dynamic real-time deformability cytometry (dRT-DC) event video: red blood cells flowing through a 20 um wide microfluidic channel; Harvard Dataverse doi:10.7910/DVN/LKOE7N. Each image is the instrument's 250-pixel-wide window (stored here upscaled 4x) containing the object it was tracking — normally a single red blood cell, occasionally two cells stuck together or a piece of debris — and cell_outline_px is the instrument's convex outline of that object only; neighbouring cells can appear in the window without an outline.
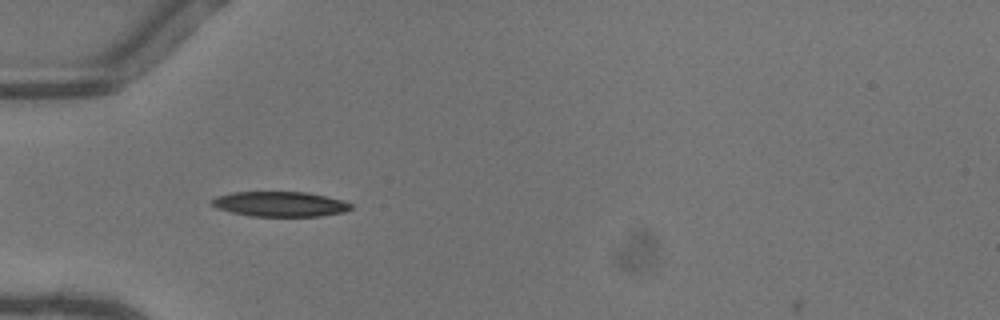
{"species": "common noctule bat (a hibernating species)", "species_latin": "Nyctalus noctula", "temperature_condition": "warm", "stored_images_in_passage": 36, "camera_frame_rate_fps": 3000, "um_per_image_px": 0.085, "animal": {"sex": "female"}, "frame": {"image": 1, "passage_image": 3, "time_ms": 0.667, "image_size_px": [1000, 320], "cell_outline_px": [[352, 208], [344, 212], [320, 216], [252, 216], [232, 212], [216, 208], [208, 204], [208, 200], [216, 196], [232, 192], [308, 192], [344, 200], [352, 204]], "centroid_in_image_um": [23.76, 17.34], "position_along_channel_um": 61.2, "area_um2": 20.52}}
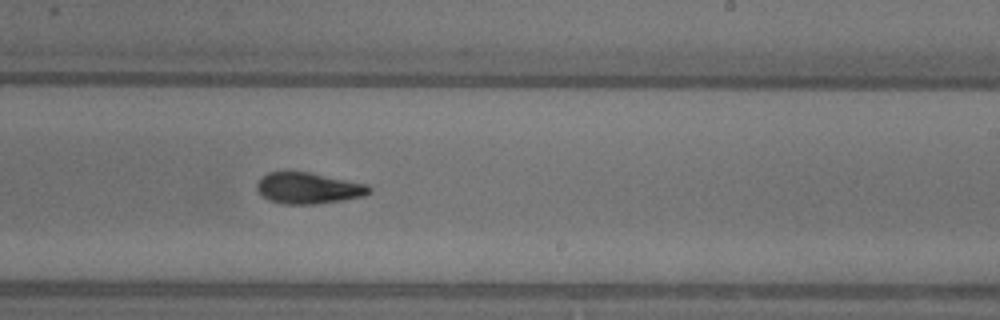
{"frame": {"image": 2, "passage_image": 18, "time_ms": 5.667, "image_size_px": [1000, 320], "cell_outline_px": [[372, 192], [364, 196], [316, 204], [284, 204], [268, 200], [256, 188], [256, 184], [260, 176], [268, 172], [308, 172], [368, 184], [372, 188]], "centroid_in_image_um": [26.21, 15.99], "position_along_channel_um": 262.8, "area_um2": 20.4}}
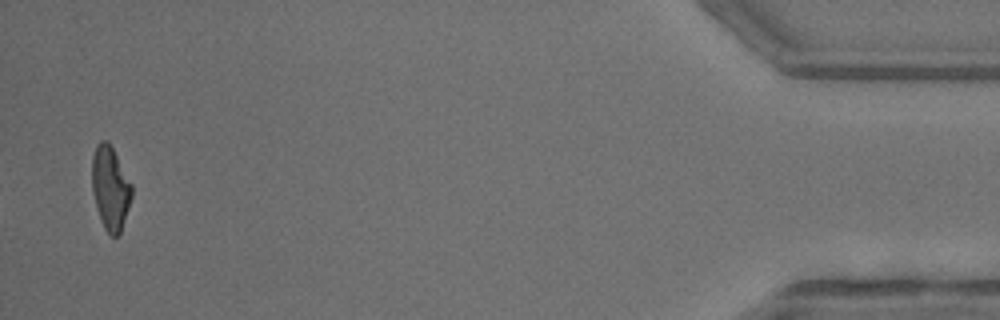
{"frame": {"image": 3, "passage_image": 36, "time_ms": 11.667, "image_size_px": [1000, 320], "cell_outline_px": [[132, 196], [120, 232], [116, 236], [112, 236], [104, 228], [100, 220], [92, 192], [92, 156], [96, 144], [100, 140], [108, 140], [132, 184]], "centroid_in_image_um": [9.36, 15.95], "position_along_channel_um": 425.8, "area_um2": 19.31}, "authors_computed_cell_mechanics": {"area_um2": 20.5479, "velocity_mm_per_s": 4.1225, "shape_relaxation_time_tau1_ms": 4.4403, "shape_relaxation_time_tau2_ms": 2.3708, "deformation_change_tau1": 0.1801, "deformation_change_tau2": 0.0992}}